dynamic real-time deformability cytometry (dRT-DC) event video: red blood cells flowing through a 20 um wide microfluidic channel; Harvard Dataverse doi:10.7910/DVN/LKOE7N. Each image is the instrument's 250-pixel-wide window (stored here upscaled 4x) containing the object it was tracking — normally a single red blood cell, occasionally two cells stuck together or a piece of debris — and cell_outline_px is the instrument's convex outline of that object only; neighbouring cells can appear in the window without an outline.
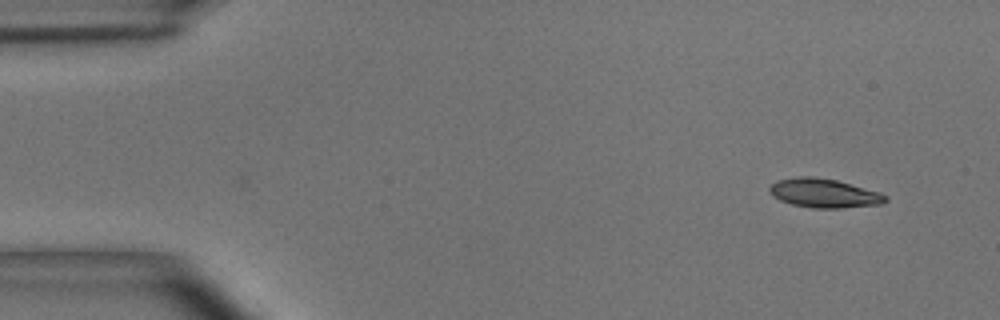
{"species": "common noctule bat (a hibernating species)", "species_latin": "Nyctalus noctula", "temperature_condition": "room temperature", "stored_images_in_passage": 2, "camera_frame_rate_fps": 3000, "um_per_image_px": 0.085, "animal": {"sex": "male", "body_mass_g": 15.6}, "frame": {"image": 1, "passage_image": 2, "time_ms": 0.333, "image_size_px": [1000, 320], "cell_outline_px": [[888, 200], [880, 204], [840, 208], [812, 208], [792, 204], [780, 200], [772, 196], [768, 192], [768, 188], [776, 180], [796, 176], [808, 176], [836, 180], [880, 192], [888, 196]], "centroid_in_image_um": [70.01, 16.42], "position_along_channel_um": 15.0, "area_um2": 19.65}}